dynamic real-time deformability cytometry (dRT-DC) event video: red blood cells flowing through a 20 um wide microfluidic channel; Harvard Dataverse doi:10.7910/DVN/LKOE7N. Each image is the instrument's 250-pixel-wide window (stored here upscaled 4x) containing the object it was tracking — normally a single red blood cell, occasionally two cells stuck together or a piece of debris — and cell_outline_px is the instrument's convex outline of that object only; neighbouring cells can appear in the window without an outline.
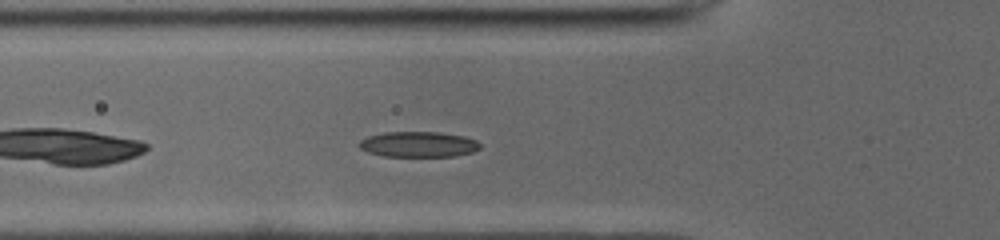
{"species": "common noctule bat (a hibernating species)", "species_latin": "Nyctalus noctula", "temperature_condition": "cold", "stored_images_in_passage": 39, "segment_of_instrument_passage": [1, 2], "camera_frame_rate_fps": 3000, "um_per_image_px": 0.085, "animal": {"sex": "male", "body_mass_g": 19.0, "forearm_length_mm": 50.8}, "frame": {"image": 1, "passage_image": 5, "time_ms": 1.333, "image_size_px": [1000, 240], "cell_outline_px": [[480, 148], [472, 152], [456, 156], [384, 156], [368, 152], [360, 148], [356, 144], [360, 140], [368, 136], [384, 132], [440, 132], [464, 136], [476, 140], [480, 144]], "centroid_in_image_um": [35.55, 12.26], "position_along_channel_um": 90.3, "area_um2": 18.03}}
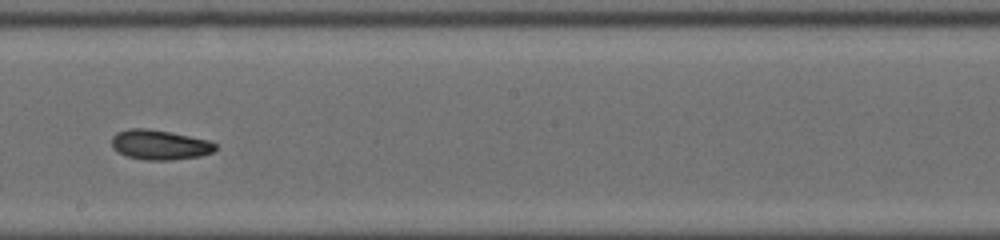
{"frame": {"image": 2, "passage_image": 16, "time_ms": 5.0, "image_size_px": [1000, 240], "cell_outline_px": [[216, 148], [212, 152], [200, 156], [172, 160], [144, 160], [128, 156], [116, 152], [112, 144], [112, 136], [116, 132], [128, 128], [148, 128], [208, 140], [216, 144]], "centroid_in_image_um": [13.53, 12.31], "position_along_channel_um": 234.7, "area_um2": 17.98}}
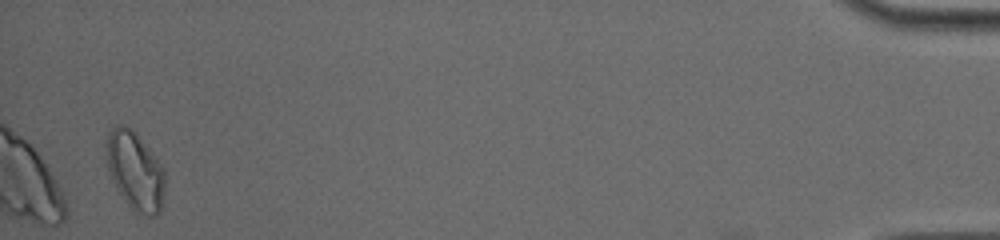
{"frame": {"image": 3, "passage_image": 37, "time_ms": 12.0, "image_size_px": [1000, 240], "cell_outline_px": [[164, 188], [160, 212], [152, 216], [148, 216], [136, 212], [128, 204], [112, 180], [108, 168], [108, 132], [112, 128], [120, 124], [132, 128], [164, 168]], "centroid_in_image_um": [11.51, 14.52], "position_along_channel_um": 423.7, "area_um2": 26.01}}